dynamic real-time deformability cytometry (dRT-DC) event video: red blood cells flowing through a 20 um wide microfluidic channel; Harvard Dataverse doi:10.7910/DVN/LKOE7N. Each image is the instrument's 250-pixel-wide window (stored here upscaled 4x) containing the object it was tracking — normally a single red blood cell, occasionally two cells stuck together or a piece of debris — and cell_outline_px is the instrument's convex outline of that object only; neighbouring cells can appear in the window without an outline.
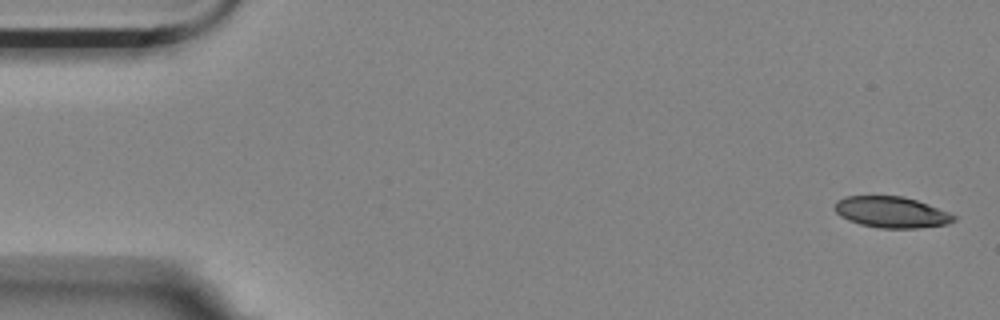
{"species": "Egyptian fruit bat (a non-hibernating species)", "species_latin": "Rousettus aegyptiacus", "temperature_condition": "room temperature", "stored_images_in_passage": 5, "camera_frame_rate_fps": 3000, "um_per_image_px": 0.085, "animal": {"sex": "female"}, "frame": {"image": 1, "passage_image": 1, "time_ms": 0.0, "image_size_px": [1000, 320], "cell_outline_px": [[956, 220], [948, 224], [916, 228], [880, 228], [860, 224], [848, 220], [840, 216], [836, 212], [836, 200], [844, 196], [904, 196], [928, 204], [948, 212], [956, 216]], "centroid_in_image_um": [75.78, 18.03], "position_along_channel_um": 9.2, "area_um2": 21.56}}
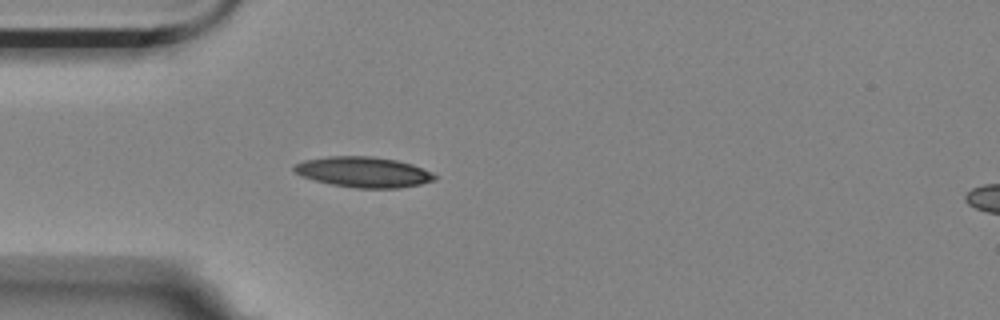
{"frame": {"image": 2, "passage_image": 5, "time_ms": 1.333, "image_size_px": [1000, 320], "cell_outline_px": [[436, 180], [420, 184], [396, 188], [356, 188], [332, 184], [316, 180], [304, 176], [296, 172], [292, 168], [296, 164], [304, 160], [328, 156], [372, 156], [396, 160], [412, 164], [432, 172], [436, 176]], "centroid_in_image_um": [30.92, 14.62], "position_along_channel_um": 54.1, "area_um2": 24.74}}